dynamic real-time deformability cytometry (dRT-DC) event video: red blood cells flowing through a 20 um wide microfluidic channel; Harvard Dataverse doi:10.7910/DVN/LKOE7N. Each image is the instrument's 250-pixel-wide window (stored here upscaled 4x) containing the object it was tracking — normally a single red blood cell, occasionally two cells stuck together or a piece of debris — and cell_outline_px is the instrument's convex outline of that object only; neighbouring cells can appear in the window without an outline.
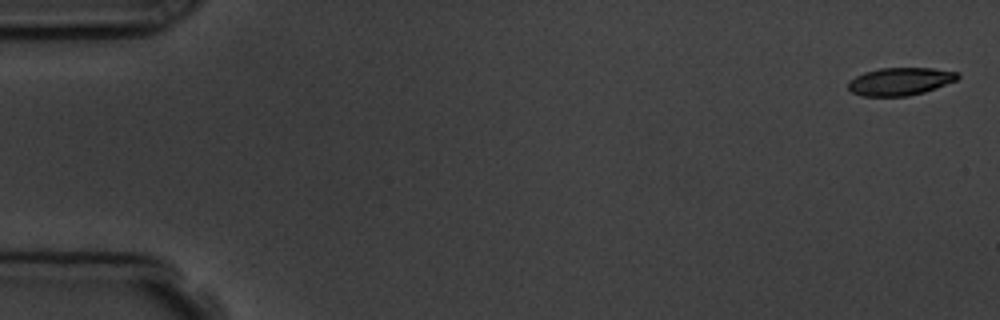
{"species": "common noctule bat (a hibernating species)", "species_latin": "Nyctalus noctula", "temperature_condition": "room temperature", "stored_images_in_passage": 6, "camera_frame_rate_fps": 3000, "um_per_image_px": 0.085, "animal": {"sex": "male", "body_mass_g": 19.5, "forearm_length_mm": 54.6}, "frame": {"image": 1, "passage_image": 1, "time_ms": 0.0, "image_size_px": [1000, 320], "cell_outline_px": [[960, 76], [956, 80], [936, 88], [924, 92], [908, 96], [864, 96], [852, 92], [848, 88], [848, 80], [864, 72], [880, 68], [932, 68], [956, 72]], "centroid_in_image_um": [76.49, 6.92], "position_along_channel_um": 8.5, "area_um2": 17.63}}
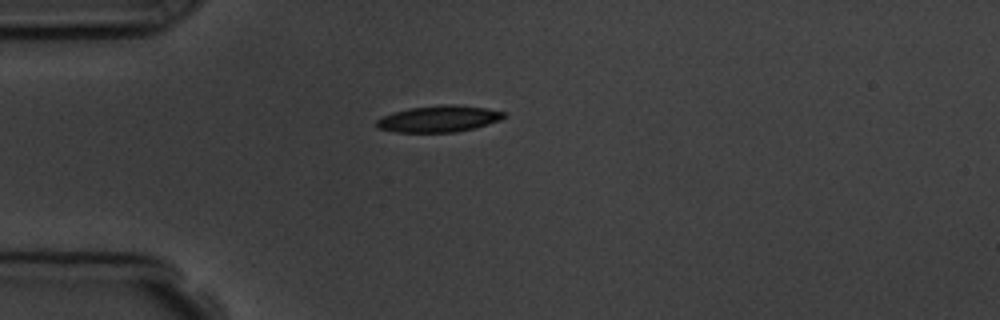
{"frame": {"image": 2, "passage_image": 4, "time_ms": 4.333, "image_size_px": [1000, 320], "cell_outline_px": [[504, 116], [500, 120], [476, 128], [456, 132], [396, 132], [376, 128], [376, 120], [392, 112], [408, 108], [448, 104], [456, 104], [484, 108], [504, 112]], "centroid_in_image_um": [37.27, 10.1], "position_along_channel_um": 47.7, "area_um2": 19.59}}